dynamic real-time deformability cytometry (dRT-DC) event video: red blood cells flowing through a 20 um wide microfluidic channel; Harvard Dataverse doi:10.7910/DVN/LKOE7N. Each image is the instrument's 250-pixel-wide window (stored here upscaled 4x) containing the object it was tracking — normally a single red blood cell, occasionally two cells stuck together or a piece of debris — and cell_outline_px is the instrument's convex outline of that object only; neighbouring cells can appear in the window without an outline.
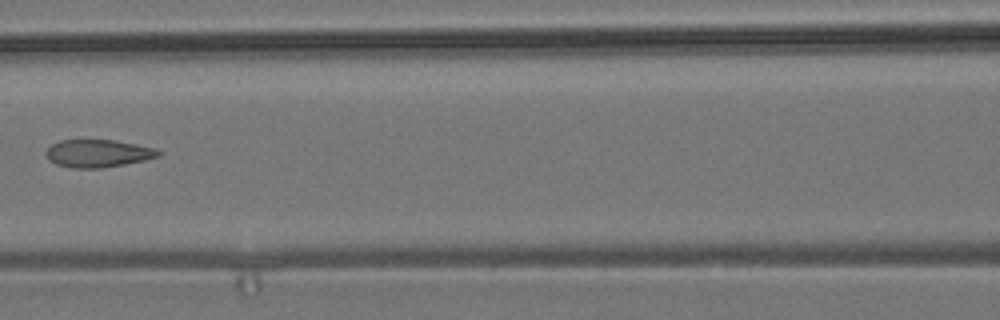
{"species": "common noctule bat (a hibernating species)", "species_latin": "Nyctalus noctula", "temperature_condition": "room temperature", "stored_images_in_passage": 7, "camera_frame_rate_fps": 3000, "um_per_image_px": 0.085, "animal": {"sex": "male", "body_mass_g": 19.2, "forearm_length_mm": 51.8}, "frame": {"image": 1, "passage_image": 6, "time_ms": 6.0, "image_size_px": [1000, 320], "cell_outline_px": [[164, 152], [160, 156], [144, 160], [124, 164], [100, 168], [72, 168], [56, 164], [48, 160], [44, 152], [52, 144], [60, 140], [116, 140], [156, 148]], "centroid_in_image_um": [8.34, 13.03], "position_along_channel_um": 158.3, "area_um2": 18.26}}
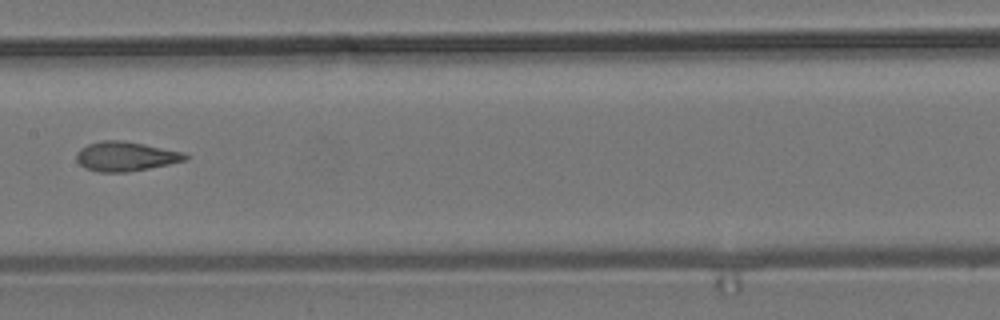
{"frame": {"image": 2, "passage_image": 7, "time_ms": 7.0, "image_size_px": [1000, 320], "cell_outline_px": [[188, 160], [148, 168], [124, 172], [100, 172], [84, 168], [76, 160], [76, 152], [80, 148], [88, 144], [104, 140], [124, 140], [184, 152], [188, 156]], "centroid_in_image_um": [10.66, 13.28], "position_along_channel_um": 196.7, "area_um2": 18.67}}